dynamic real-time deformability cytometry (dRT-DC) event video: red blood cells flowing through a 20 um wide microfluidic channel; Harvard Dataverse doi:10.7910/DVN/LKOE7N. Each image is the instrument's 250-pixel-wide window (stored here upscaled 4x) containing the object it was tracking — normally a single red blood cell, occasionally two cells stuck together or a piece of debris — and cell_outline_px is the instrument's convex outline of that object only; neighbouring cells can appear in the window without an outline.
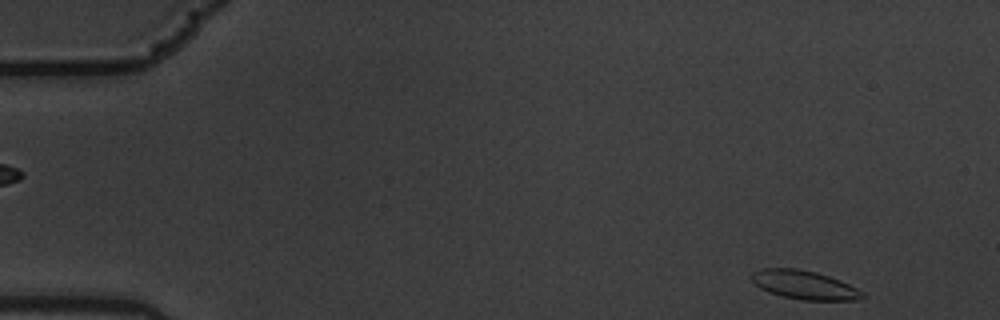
{"species": "common noctule bat (a hibernating species)", "species_latin": "Nyctalus noctula", "temperature_condition": "warm", "stored_images_in_passage": 6, "segment_of_instrument_passage": [2, 2], "camera_frame_rate_fps": 3000, "um_per_image_px": 0.085, "animal": {"sex": "male", "body_mass_g": 19.5, "forearm_length_mm": 54.6}, "frame": {"image": 1, "passage_image": 6, "time_ms": 1.667, "image_size_px": [1000, 320], "cell_outline_px": [[864, 296], [860, 300], [800, 300], [780, 296], [768, 292], [760, 288], [748, 276], [752, 272], [764, 268], [796, 268], [816, 272], [840, 280], [864, 292]], "centroid_in_image_um": [68.34, 24.22], "position_along_channel_um": 16.7, "area_um2": 18.67}}